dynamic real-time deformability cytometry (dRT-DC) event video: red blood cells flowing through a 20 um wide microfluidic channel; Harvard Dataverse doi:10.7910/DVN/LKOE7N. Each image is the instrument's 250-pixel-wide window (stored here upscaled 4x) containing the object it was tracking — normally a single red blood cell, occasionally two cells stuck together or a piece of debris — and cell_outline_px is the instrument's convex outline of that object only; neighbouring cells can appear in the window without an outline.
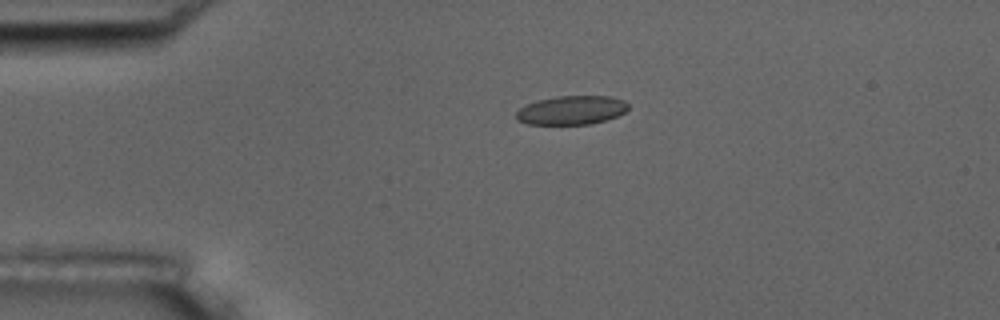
{"species": "common noctule bat (a hibernating species)", "species_latin": "Nyctalus noctula", "temperature_condition": "room temperature", "stored_images_in_passage": 5, "camera_frame_rate_fps": 3000, "um_per_image_px": 0.085, "animal": {"sex": "male", "body_mass_g": 17.5, "forearm_length_mm": 52.3}, "frame": {"image": 1, "passage_image": 4, "time_ms": 3.667, "image_size_px": [1000, 320], "cell_outline_px": [[628, 108], [624, 112], [616, 116], [592, 124], [528, 124], [516, 120], [516, 112], [520, 108], [528, 104], [540, 100], [556, 96], [612, 96], [624, 100], [628, 104]], "centroid_in_image_um": [48.59, 9.36], "position_along_channel_um": 36.4, "area_um2": 18.73}}